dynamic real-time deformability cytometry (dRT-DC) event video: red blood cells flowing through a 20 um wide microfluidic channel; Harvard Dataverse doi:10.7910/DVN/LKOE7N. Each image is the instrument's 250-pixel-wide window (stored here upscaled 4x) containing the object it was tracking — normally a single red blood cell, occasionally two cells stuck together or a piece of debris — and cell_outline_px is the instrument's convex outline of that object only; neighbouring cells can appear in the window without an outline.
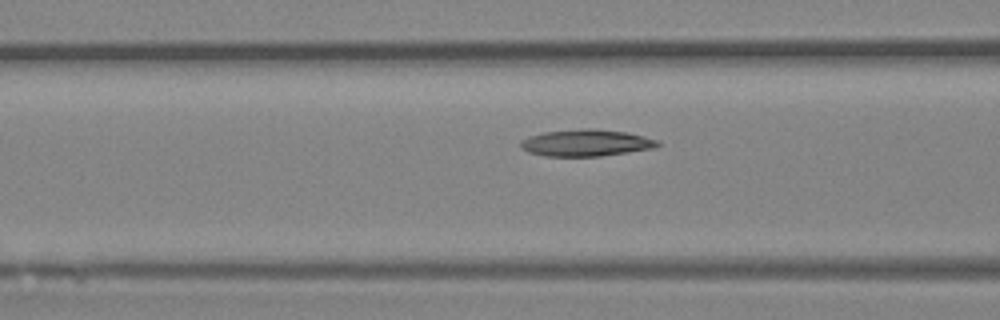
{"species": "Egyptian fruit bat (a non-hibernating species)", "species_latin": "Rousettus aegyptiacus", "temperature_condition": "room temperature", "stored_images_in_passage": 15, "camera_frame_rate_fps": 3000, "um_per_image_px": 0.085, "animal": {"sex": "female"}, "frame": {"image": 1, "passage_image": 7, "time_ms": 2.0, "image_size_px": [1000, 320], "cell_outline_px": [[660, 144], [656, 148], [600, 156], [544, 156], [528, 152], [520, 148], [520, 140], [544, 132], [584, 128], [592, 128], [628, 132], [660, 140]], "centroid_in_image_um": [49.85, 12.14], "position_along_channel_um": 116.8, "area_um2": 21.5}}
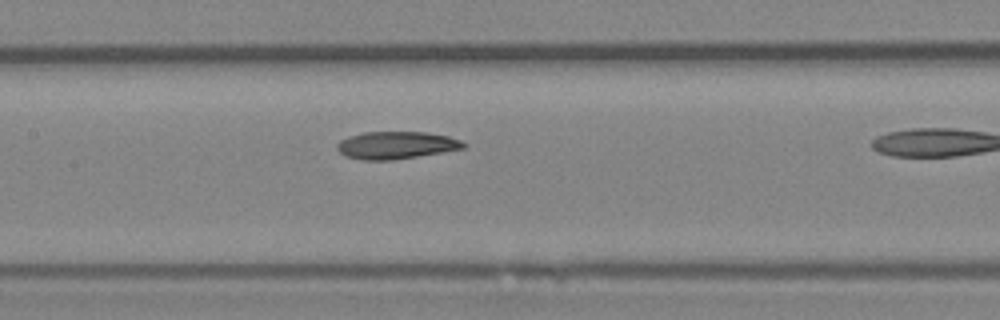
{"frame": {"image": 2, "passage_image": 11, "time_ms": 3.333, "image_size_px": [1000, 320], "cell_outline_px": [[468, 144], [464, 148], [392, 160], [360, 160], [344, 156], [336, 148], [336, 144], [340, 140], [348, 136], [364, 132], [428, 132], [448, 136], [460, 140]], "centroid_in_image_um": [33.63, 12.34], "position_along_channel_um": 173.8, "area_um2": 20.23}}